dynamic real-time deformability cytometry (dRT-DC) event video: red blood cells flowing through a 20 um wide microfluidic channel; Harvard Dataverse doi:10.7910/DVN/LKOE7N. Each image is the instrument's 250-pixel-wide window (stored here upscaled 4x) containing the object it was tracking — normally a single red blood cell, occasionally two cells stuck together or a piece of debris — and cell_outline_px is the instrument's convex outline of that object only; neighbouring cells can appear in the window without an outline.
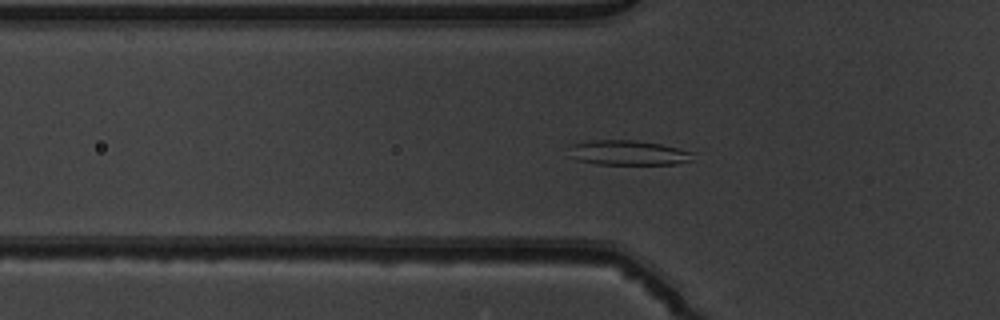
{"species": "common noctule bat (a hibernating species)", "species_latin": "Nyctalus noctula", "temperature_condition": "warm", "stored_images_in_passage": 46, "segment_of_instrument_passage": [1, 2], "camera_frame_rate_fps": 3000, "um_per_image_px": 0.085, "animal": {"sex": "male", "body_mass_g": 19.5, "forearm_length_mm": 54.6}, "frame": {"image": 1, "passage_image": 11, "time_ms": 3.333, "image_size_px": [1000, 320], "cell_outline_px": [[696, 152], [692, 160], [676, 164], [596, 164], [580, 160], [568, 156], [568, 144], [592, 140], [632, 140], [660, 144]], "centroid_in_image_um": [53.36, 12.98], "position_along_channel_um": 72.4, "area_um2": 18.15}}
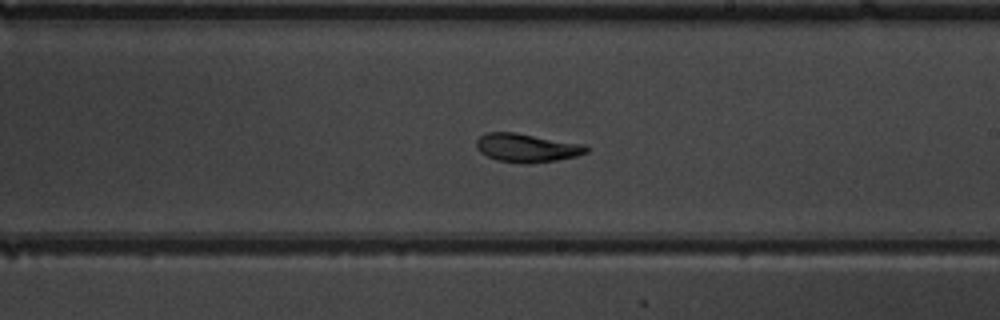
{"frame": {"image": 2, "passage_image": 24, "time_ms": 7.667, "image_size_px": [1000, 320], "cell_outline_px": [[588, 152], [576, 156], [556, 160], [528, 164], [524, 164], [496, 160], [480, 152], [476, 148], [476, 140], [484, 132], [516, 132], [588, 144]], "centroid_in_image_um": [44.8, 12.55], "position_along_channel_um": 244.2, "area_um2": 18.67}}
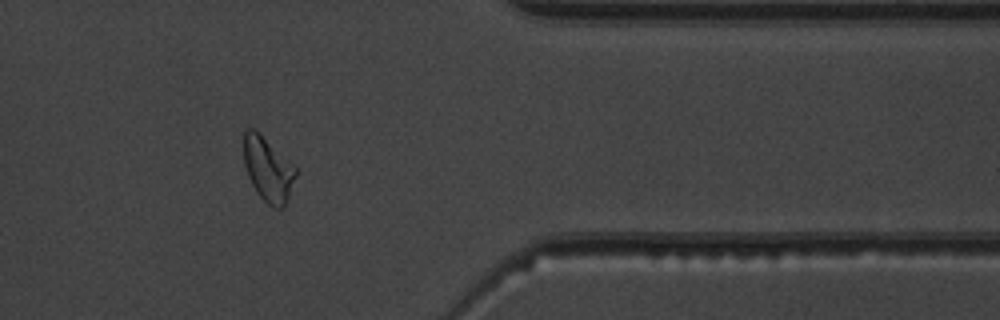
{"frame": {"image": 3, "passage_image": 36, "time_ms": 11.667, "image_size_px": [1000, 320], "cell_outline_px": [[296, 176], [284, 208], [276, 208], [268, 204], [256, 192], [248, 176], [244, 164], [244, 132], [248, 128], [252, 128], [296, 168]], "centroid_in_image_um": [22.76, 14.44], "position_along_channel_um": 388.6, "area_um2": 18.79}}